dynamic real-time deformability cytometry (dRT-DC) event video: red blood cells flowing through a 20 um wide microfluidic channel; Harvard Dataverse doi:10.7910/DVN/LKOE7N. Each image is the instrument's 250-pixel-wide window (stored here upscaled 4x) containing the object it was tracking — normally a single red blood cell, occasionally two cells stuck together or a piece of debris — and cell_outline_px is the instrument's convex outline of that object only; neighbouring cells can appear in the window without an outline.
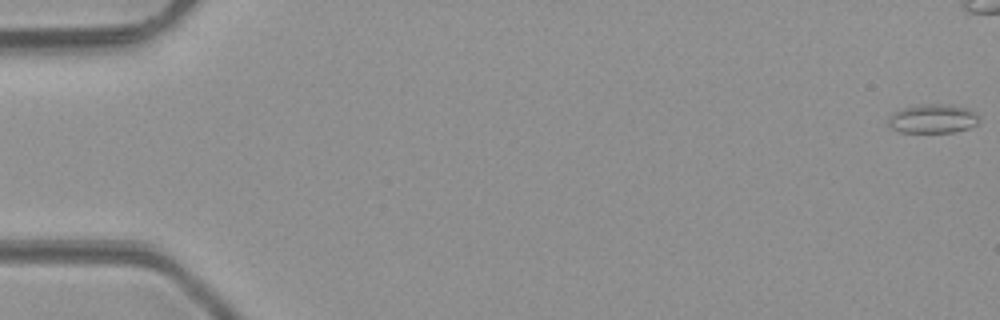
{"species": "common noctule bat (a hibernating species)", "species_latin": "Nyctalus noctula", "temperature_condition": "room temperature", "stored_images_in_passage": 5, "camera_frame_rate_fps": 3000, "um_per_image_px": 0.085, "animal": {"sex": "male", "body_mass_g": 23.1, "forearm_length_mm": 52.7}, "frame": {"image": 1, "passage_image": 1, "time_ms": 0.0, "image_size_px": [1000, 320], "cell_outline_px": [[980, 120], [976, 124], [968, 128], [952, 132], [900, 132], [892, 128], [888, 124], [888, 120], [892, 112], [900, 108], [920, 104], [948, 104], [964, 108], [980, 116]], "centroid_in_image_um": [79.25, 10.08], "position_along_channel_um": 5.8, "area_um2": 15.32}}